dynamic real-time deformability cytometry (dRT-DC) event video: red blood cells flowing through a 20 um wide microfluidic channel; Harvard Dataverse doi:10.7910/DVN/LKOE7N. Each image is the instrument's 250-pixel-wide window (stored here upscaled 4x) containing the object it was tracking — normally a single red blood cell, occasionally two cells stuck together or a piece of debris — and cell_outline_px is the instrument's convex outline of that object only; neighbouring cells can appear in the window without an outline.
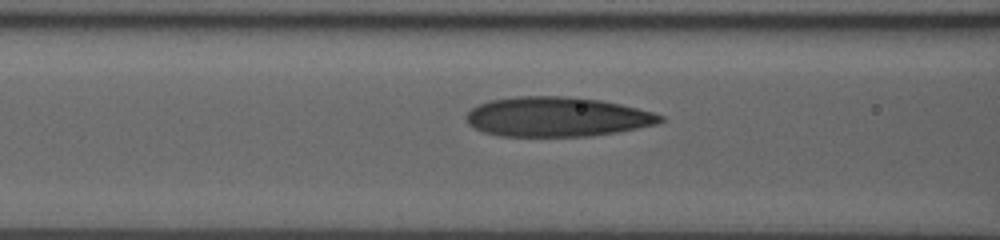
{"species": "human", "species_latin": "Homo sapiens", "temperature_condition": "room temperature", "stored_images_in_passage": 39, "camera_frame_rate_fps": 3000, "um_per_image_px": 0.085, "donor": {"sex": "male"}, "frame": {"image": 1, "passage_image": 19, "time_ms": 6.0, "image_size_px": [1000, 240], "cell_outline_px": [[664, 120], [656, 124], [616, 132], [588, 136], [500, 136], [484, 132], [472, 128], [468, 124], [464, 116], [472, 108], [488, 100], [516, 96], [564, 96], [600, 100], [620, 104], [652, 112], [664, 116]], "centroid_in_image_um": [47.29, 9.93], "position_along_channel_um": 119.3, "area_um2": 44.8}}
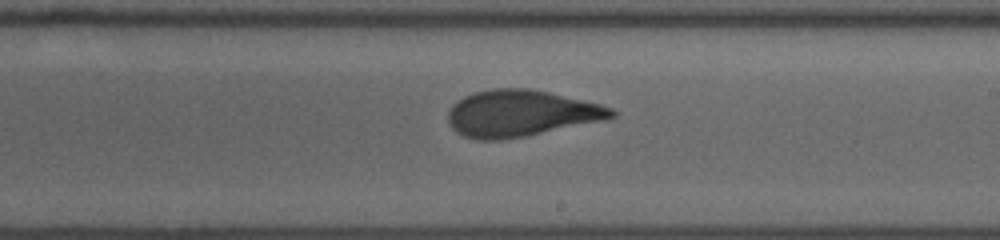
{"frame": {"image": 2, "passage_image": 28, "time_ms": 9.0, "image_size_px": [1000, 240], "cell_outline_px": [[616, 116], [600, 120], [528, 136], [500, 140], [476, 140], [464, 136], [456, 132], [448, 124], [448, 108], [456, 100], [472, 92], [492, 88], [528, 88], [548, 92], [600, 104], [612, 108], [616, 112]], "centroid_in_image_um": [44.18, 9.63], "position_along_channel_um": 244.8, "area_um2": 44.33}}
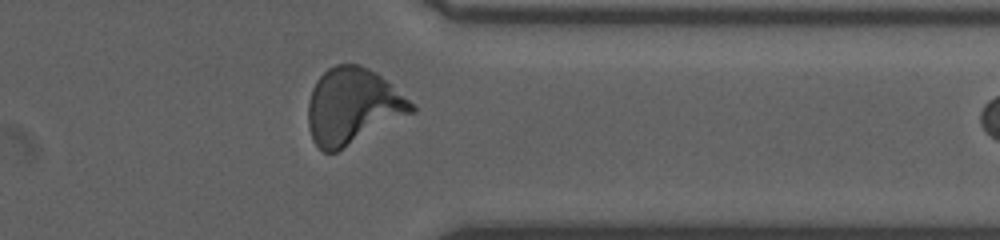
{"frame": {"image": 3, "passage_image": 38, "time_ms": 12.333, "image_size_px": [1000, 240], "cell_outline_px": [[416, 112], [336, 152], [324, 152], [312, 140], [308, 124], [308, 104], [312, 88], [316, 80], [328, 68], [336, 64], [360, 64], [376, 72], [408, 100], [416, 108]], "centroid_in_image_um": [29.96, 9.04], "position_along_channel_um": 381.4, "area_um2": 45.66}}